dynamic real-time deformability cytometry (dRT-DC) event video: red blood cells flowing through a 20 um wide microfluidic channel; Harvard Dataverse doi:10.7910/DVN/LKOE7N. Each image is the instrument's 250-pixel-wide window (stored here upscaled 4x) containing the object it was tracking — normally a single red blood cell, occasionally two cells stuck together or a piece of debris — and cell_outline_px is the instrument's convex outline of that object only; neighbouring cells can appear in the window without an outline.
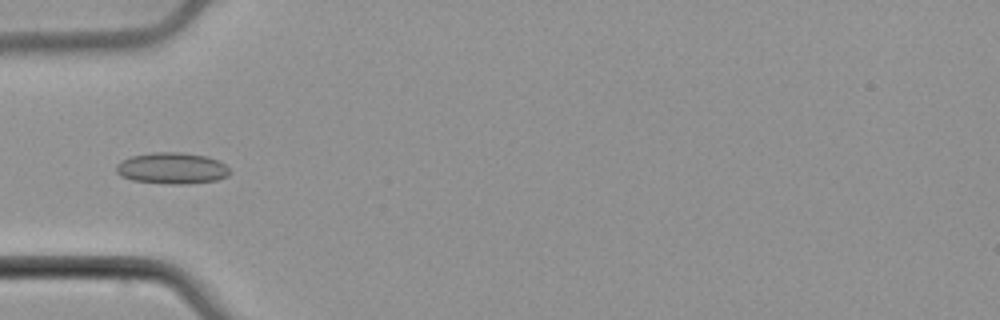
{"species": "common noctule bat (a hibernating species)", "species_latin": "Nyctalus noctula", "temperature_condition": "cold", "stored_images_in_passage": 38, "camera_frame_rate_fps": 3000, "um_per_image_px": 0.085, "animal": {"sex": "male", "body_mass_g": 21.5, "forearm_length_mm": 52.0}, "frame": {"image": 1, "passage_image": 1, "time_ms": 0.0, "image_size_px": [1000, 320], "cell_outline_px": [[232, 172], [228, 176], [216, 180], [188, 184], [168, 184], [132, 180], [120, 176], [116, 172], [116, 164], [132, 156], [152, 152], [180, 152], [208, 156], [220, 160]], "centroid_in_image_um": [14.65, 14.3], "position_along_channel_um": 70.4, "area_um2": 20.92}}
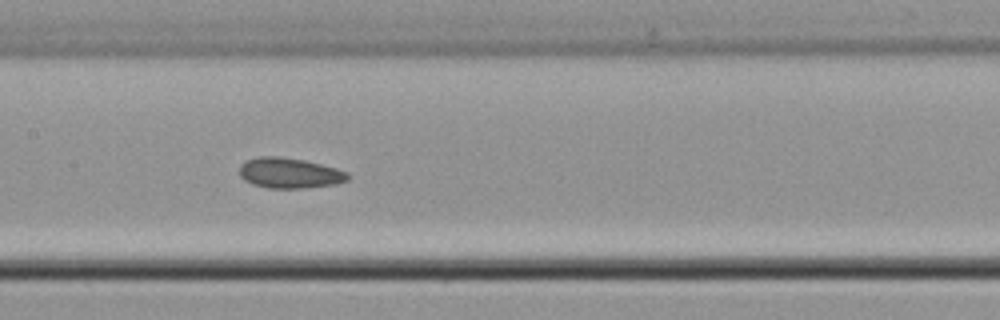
{"frame": {"image": 2, "passage_image": 10, "time_ms": 3.0, "image_size_px": [1000, 320], "cell_outline_px": [[348, 180], [336, 184], [300, 188], [268, 188], [252, 184], [244, 180], [240, 176], [240, 164], [248, 160], [260, 156], [276, 156], [304, 160], [336, 168], [348, 172]], "centroid_in_image_um": [24.6, 14.71], "position_along_channel_um": 182.8, "area_um2": 19.07}}
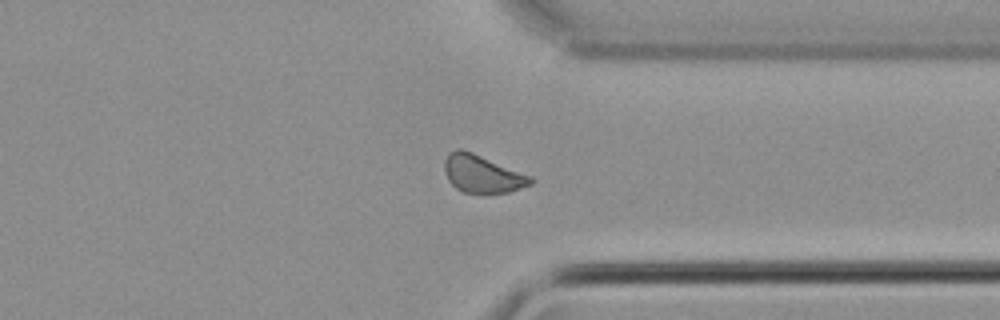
{"frame": {"image": 3, "passage_image": 25, "time_ms": 8.0, "image_size_px": [1000, 320], "cell_outline_px": [[536, 180], [532, 184], [508, 192], [464, 192], [456, 188], [448, 180], [444, 172], [444, 160], [448, 152], [456, 148], [460, 148], [472, 152], [532, 176]], "centroid_in_image_um": [40.98, 14.75], "position_along_channel_um": 370.4, "area_um2": 18.9}, "authors_computed_cell_mechanics": {"area_um2": 18.7272, "velocity_mm_per_s": 3.7755, "shape_relaxation_time_tau1_ms": null, "shape_relaxation_time_tau2_ms": 2.2523, "deformation_change_tau1": null, "deformation_change_tau2": 0.072}}